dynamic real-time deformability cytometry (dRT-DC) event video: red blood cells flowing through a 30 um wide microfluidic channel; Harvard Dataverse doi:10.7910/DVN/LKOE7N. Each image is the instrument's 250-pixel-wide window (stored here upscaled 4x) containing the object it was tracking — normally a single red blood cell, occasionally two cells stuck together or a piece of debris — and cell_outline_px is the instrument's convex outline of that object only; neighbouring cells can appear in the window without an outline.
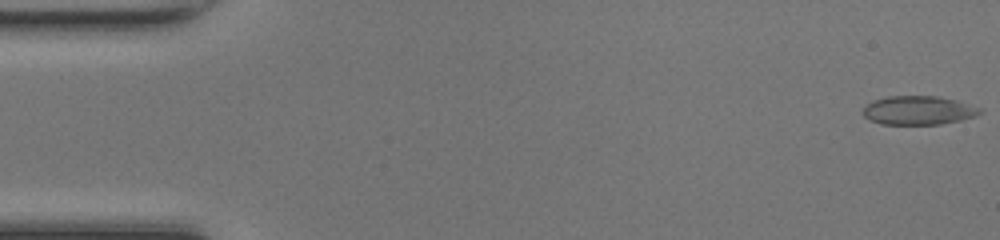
{"species": "common noctule bat (a hibernating species)", "species_latin": "Nyctalus noctula", "temperature_condition": "room temperature", "stored_images_in_passage": 48, "camera_frame_rate_fps": 3000, "um_per_image_px": 0.085, "animal": {"sex": "female", "body_mass_g": 17.0, "forearm_length_mm": 48.0}, "frame": {"image": 1, "passage_image": 1, "time_ms": 0.0, "image_size_px": [1000, 240], "cell_outline_px": [[984, 112], [976, 116], [960, 120], [940, 124], [880, 124], [864, 116], [864, 108], [872, 100], [888, 96], [940, 96], [956, 100], [980, 108]], "centroid_in_image_um": [78.09, 9.37], "position_along_channel_um": 6.9, "area_um2": 19.54}}
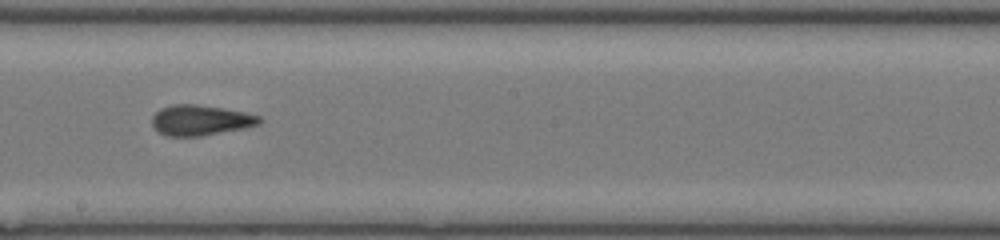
{"frame": {"image": 2, "passage_image": 27, "time_ms": 8.667, "image_size_px": [1000, 240], "cell_outline_px": [[264, 120], [260, 124], [244, 128], [200, 136], [168, 136], [156, 132], [152, 124], [152, 116], [160, 108], [172, 104], [196, 104], [244, 112], [260, 116]], "centroid_in_image_um": [17.02, 10.22], "position_along_channel_um": 231.2, "area_um2": 19.07}}
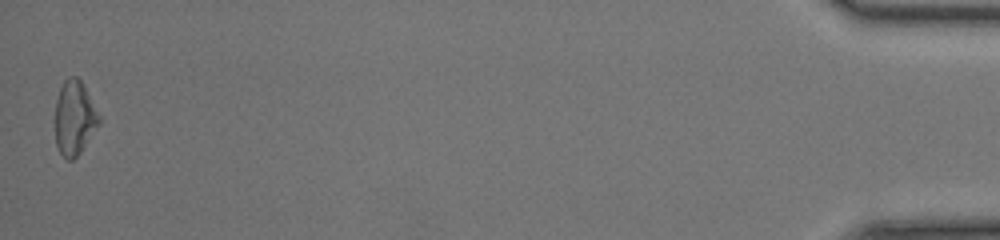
{"frame": {"image": 3, "passage_image": 48, "time_ms": 15.667, "image_size_px": [1000, 240], "cell_outline_px": [[100, 124], [80, 152], [72, 160], [68, 160], [60, 152], [56, 144], [56, 100], [60, 88], [64, 80], [68, 76], [76, 76], [84, 84], [100, 116]], "centroid_in_image_um": [6.34, 9.99], "position_along_channel_um": 428.9, "area_um2": 18.9}, "authors_computed_cell_mechanics": {"area_um2": 19.1318, "velocity_mm_per_s": 4.3031, "shape_relaxation_time_tau1_ms": 7.284, "shape_relaxation_time_tau2_ms": 2.1919, "deformation_change_tau1": 0.1692, "deformation_change_tau2": 0.1001}}